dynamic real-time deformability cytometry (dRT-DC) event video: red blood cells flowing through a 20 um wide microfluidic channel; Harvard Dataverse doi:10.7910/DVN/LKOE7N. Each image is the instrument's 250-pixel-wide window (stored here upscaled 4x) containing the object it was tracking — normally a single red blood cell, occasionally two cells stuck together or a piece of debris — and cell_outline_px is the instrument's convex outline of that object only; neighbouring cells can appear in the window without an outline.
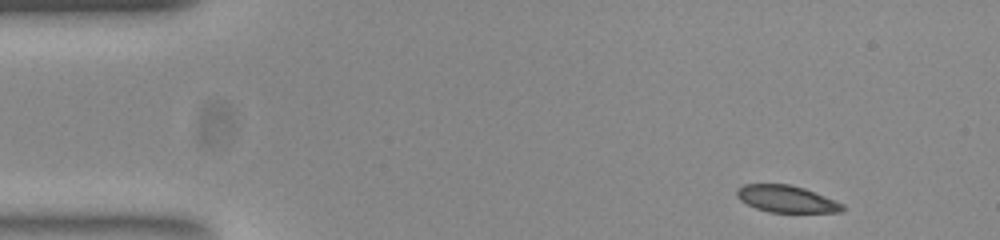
{"species": "common noctule bat (a hibernating species)", "species_latin": "Nyctalus noctula", "temperature_condition": "room temperature", "stored_images_in_passage": 48, "camera_frame_rate_fps": 3000, "um_per_image_px": 0.085, "animal": {"sex": "female", "body_mass_g": 23.0, "forearm_length_mm": 53.4}, "frame": {"image": 1, "passage_image": 1, "time_ms": 0.0, "image_size_px": [1000, 240], "cell_outline_px": [[844, 212], [768, 212], [756, 208], [740, 200], [736, 196], [736, 192], [744, 184], [788, 184], [804, 188], [844, 204]], "centroid_in_image_um": [66.85, 16.91], "position_along_channel_um": 18.1, "area_um2": 16.42}}
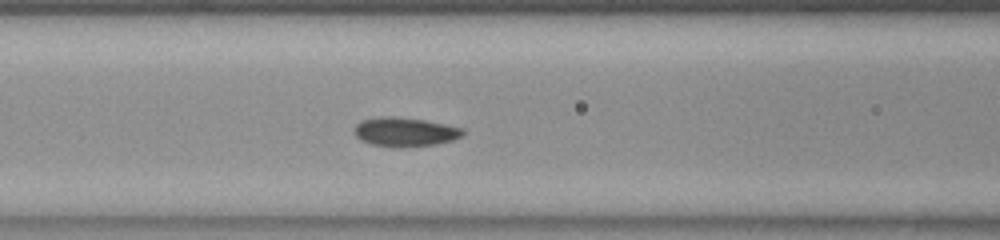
{"frame": {"image": 2, "passage_image": 17, "time_ms": 5.333, "image_size_px": [1000, 240], "cell_outline_px": [[464, 136], [452, 140], [436, 144], [400, 148], [372, 144], [360, 140], [356, 136], [356, 124], [360, 120], [384, 116], [424, 120], [464, 128]], "centroid_in_image_um": [34.45, 11.22], "position_along_channel_um": 132.2, "area_um2": 18.26}}
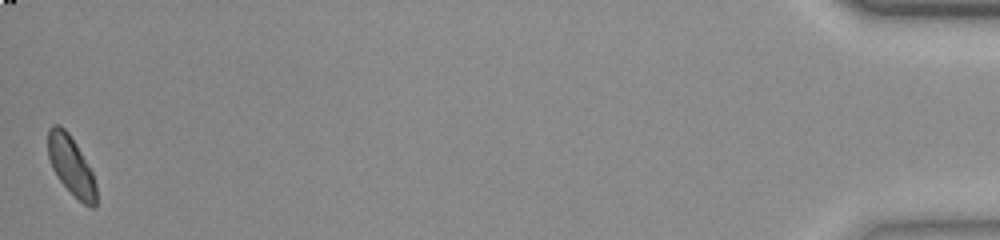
{"frame": {"image": 3, "passage_image": 48, "time_ms": 15.667, "image_size_px": [1000, 240], "cell_outline_px": [[96, 208], [92, 208], [84, 204], [56, 176], [52, 168], [48, 156], [48, 128], [52, 124], [60, 124], [68, 132], [76, 144], [92, 172], [96, 184]], "centroid_in_image_um": [6.03, 14.05], "position_along_channel_um": 429.2, "area_um2": 16.42}, "authors_computed_cell_mechanics": {"area_um2": 17.629, "velocity_mm_per_s": 3.8432, "shape_relaxation_time_tau1_ms": 2.1559, "shape_relaxation_time_tau2_ms": 1.4669, "deformation_change_tau1": 0.068, "deformation_change_tau2": 0.0376}}